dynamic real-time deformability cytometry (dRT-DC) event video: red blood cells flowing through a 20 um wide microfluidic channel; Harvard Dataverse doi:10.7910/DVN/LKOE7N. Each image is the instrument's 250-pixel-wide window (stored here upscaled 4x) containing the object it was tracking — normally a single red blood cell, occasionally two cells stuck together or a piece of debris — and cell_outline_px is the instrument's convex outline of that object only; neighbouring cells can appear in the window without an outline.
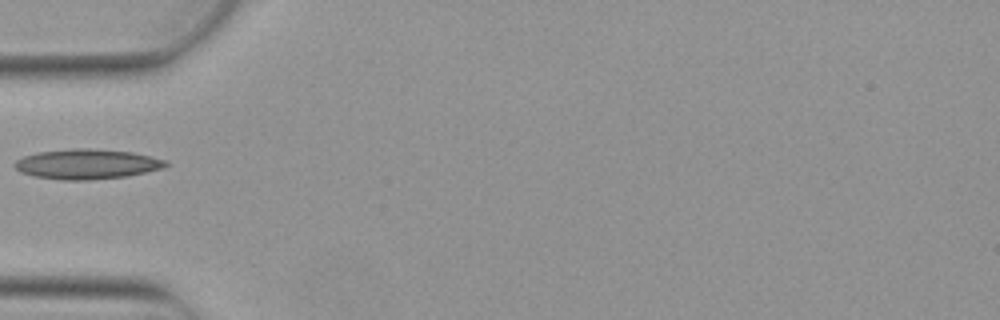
{"species": "Egyptian fruit bat (a non-hibernating species)", "species_latin": "Rousettus aegyptiacus", "temperature_condition": "warm", "stored_images_in_passage": 1, "camera_frame_rate_fps": 3000, "um_per_image_px": 0.085, "animal": {"sex": "female"}, "frame": {"image": 1, "passage_image": 1, "time_ms": 0.0, "image_size_px": [1000, 320], "cell_outline_px": [[168, 164], [164, 168], [128, 176], [92, 180], [64, 180], [36, 176], [20, 172], [12, 164], [16, 160], [24, 156], [36, 152], [72, 148], [88, 148], [132, 152], [168, 160]], "centroid_in_image_um": [7.4, 13.94], "position_along_channel_um": 77.6, "area_um2": 26.53}}